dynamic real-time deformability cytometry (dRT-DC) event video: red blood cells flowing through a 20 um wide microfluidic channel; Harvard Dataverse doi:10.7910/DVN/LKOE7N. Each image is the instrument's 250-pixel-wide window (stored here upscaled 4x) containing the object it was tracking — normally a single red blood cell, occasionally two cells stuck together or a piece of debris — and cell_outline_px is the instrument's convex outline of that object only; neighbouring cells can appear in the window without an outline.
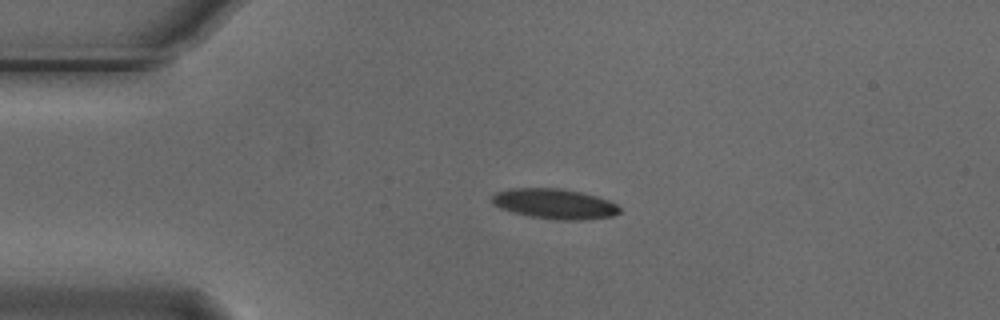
{"species": "Egyptian fruit bat (a non-hibernating species)", "species_latin": "Rousettus aegyptiacus", "temperature_condition": "cold", "stored_images_in_passage": 5, "camera_frame_rate_fps": 3000, "um_per_image_px": 0.085, "animal": {"sex": "male"}, "frame": {"image": 1, "passage_image": 4, "time_ms": 1.0, "image_size_px": [1000, 320], "cell_outline_px": [[620, 212], [612, 216], [580, 220], [556, 220], [532, 216], [512, 212], [500, 208], [492, 204], [492, 196], [496, 192], [508, 188], [560, 188], [580, 192], [596, 196], [608, 200], [616, 204], [620, 208]], "centroid_in_image_um": [47.11, 17.32], "position_along_channel_um": 37.9, "area_um2": 22.37}}